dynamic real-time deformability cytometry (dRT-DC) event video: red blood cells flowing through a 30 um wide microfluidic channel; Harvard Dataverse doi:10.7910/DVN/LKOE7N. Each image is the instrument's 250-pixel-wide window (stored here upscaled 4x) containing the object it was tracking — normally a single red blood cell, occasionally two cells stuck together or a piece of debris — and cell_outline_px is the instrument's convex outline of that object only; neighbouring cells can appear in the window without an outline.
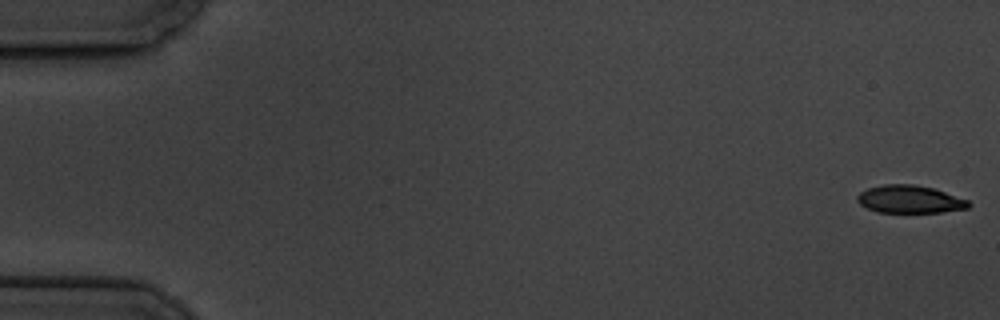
{"species": "common noctule bat (a hibernating species)", "species_latin": "Nyctalus noctula", "temperature_condition": "cold", "stored_images_in_passage": 5, "camera_frame_rate_fps": 3000, "um_per_image_px": 0.085, "animal": {"sex": "male", "body_mass_g": 19.5, "forearm_length_mm": 54.6}, "frame": {"image": 1, "passage_image": 1, "time_ms": 0.0, "image_size_px": [1000, 320], "cell_outline_px": [[972, 204], [968, 208], [940, 212], [876, 212], [860, 204], [856, 200], [856, 196], [860, 192], [868, 188], [884, 184], [912, 184], [932, 188], [968, 200]], "centroid_in_image_um": [77.3, 16.94], "position_along_channel_um": 7.7, "area_um2": 17.86}}
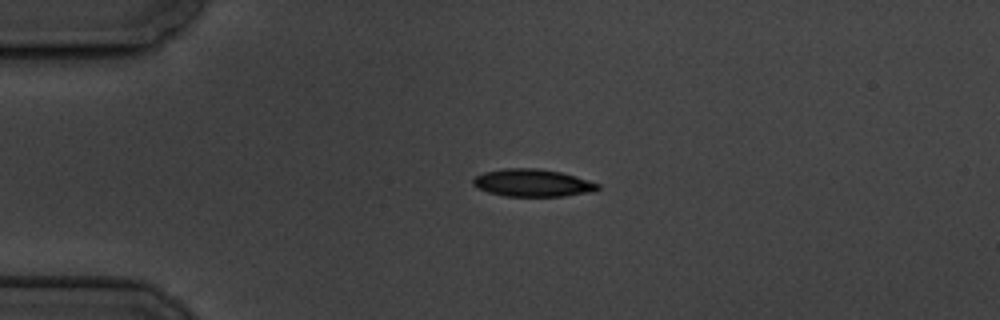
{"frame": {"image": 2, "passage_image": 4, "time_ms": 4.333, "image_size_px": [1000, 320], "cell_outline_px": [[600, 188], [596, 192], [564, 196], [504, 196], [488, 192], [476, 188], [472, 184], [472, 180], [476, 176], [484, 172], [504, 168], [536, 168], [560, 172], [576, 176], [600, 184]], "centroid_in_image_um": [45.28, 15.55], "position_along_channel_um": 39.7, "area_um2": 20.17}}